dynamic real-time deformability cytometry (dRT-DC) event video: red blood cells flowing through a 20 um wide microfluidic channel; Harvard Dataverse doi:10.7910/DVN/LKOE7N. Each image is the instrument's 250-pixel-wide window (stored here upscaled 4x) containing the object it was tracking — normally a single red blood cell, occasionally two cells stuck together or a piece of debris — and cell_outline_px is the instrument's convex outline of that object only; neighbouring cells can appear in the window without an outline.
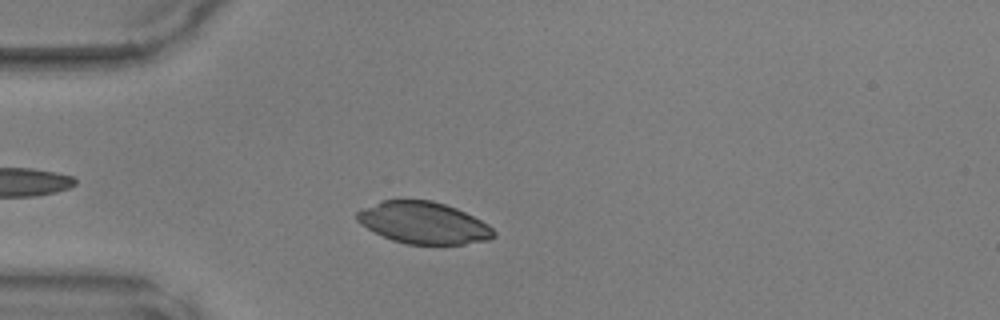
{"species": "common noctule bat (a hibernating species)", "species_latin": "Nyctalus noctula", "temperature_condition": "warm", "stored_images_in_passage": 39, "camera_frame_rate_fps": 3000, "um_per_image_px": 0.085, "animal": {"sex": "male", "body_mass_g": 17.9, "forearm_length_mm": 54.2}, "frame": {"image": 1, "passage_image": 7, "time_ms": 2.0, "image_size_px": [1000, 320], "cell_outline_px": [[496, 236], [488, 240], [464, 244], [408, 244], [392, 240], [360, 224], [356, 220], [356, 212], [360, 208], [384, 200], [432, 200], [456, 208], [488, 224], [496, 232]], "centroid_in_image_um": [35.99, 18.94], "position_along_channel_um": 49.0, "area_um2": 33.18}}
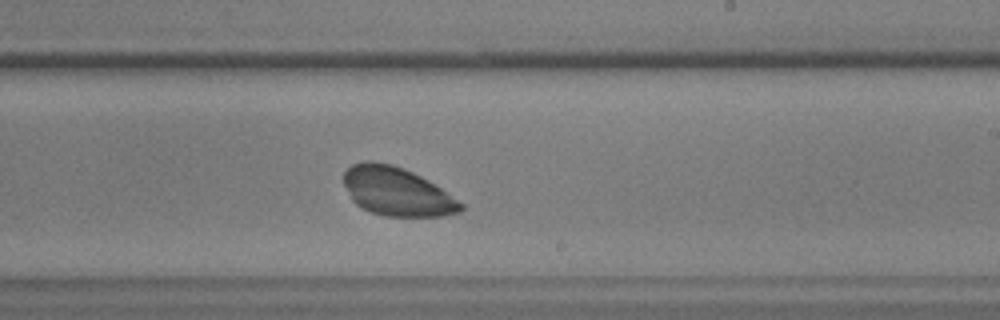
{"frame": {"image": 2, "passage_image": 23, "time_ms": 7.333, "image_size_px": [1000, 320], "cell_outline_px": [[464, 208], [460, 212], [444, 216], [384, 216], [360, 208], [352, 200], [344, 184], [344, 172], [352, 164], [364, 160], [372, 160], [392, 164], [404, 168], [420, 176], [440, 188], [464, 204]], "centroid_in_image_um": [33.71, 16.28], "position_along_channel_um": 255.3, "area_um2": 33.12}}
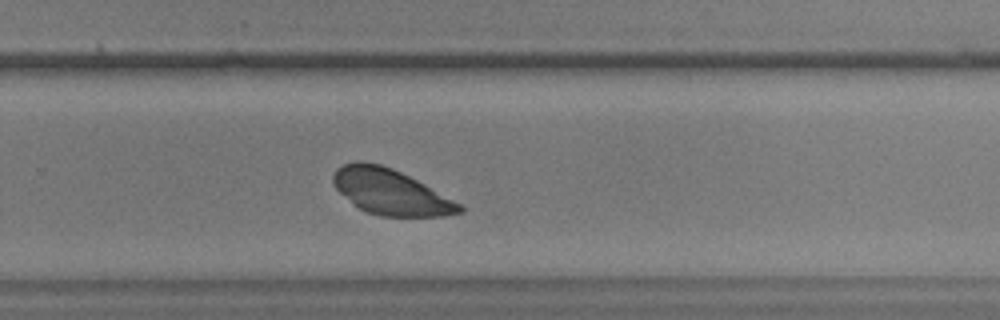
{"frame": {"image": 3, "passage_image": 26, "time_ms": 8.333, "image_size_px": [1000, 320], "cell_outline_px": [[464, 212], [444, 216], [380, 216], [368, 212], [352, 204], [332, 184], [332, 176], [336, 168], [344, 164], [356, 160], [360, 160], [380, 164], [392, 168], [464, 204]], "centroid_in_image_um": [33.21, 16.31], "position_along_channel_um": 296.6, "area_um2": 33.64}}